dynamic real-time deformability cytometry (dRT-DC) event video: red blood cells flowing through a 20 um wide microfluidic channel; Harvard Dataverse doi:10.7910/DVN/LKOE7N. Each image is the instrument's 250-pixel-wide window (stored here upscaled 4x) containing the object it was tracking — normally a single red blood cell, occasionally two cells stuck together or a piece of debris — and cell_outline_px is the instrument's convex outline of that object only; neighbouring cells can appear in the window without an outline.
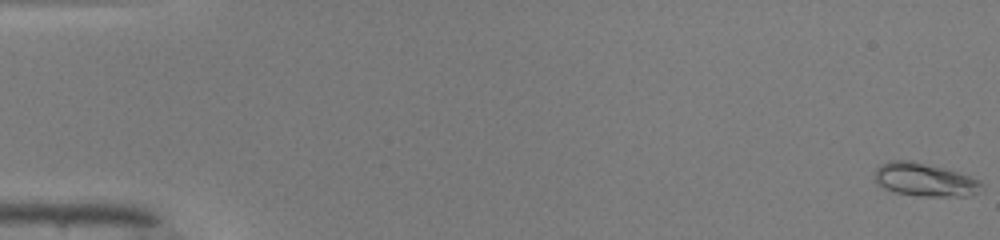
{"species": "common noctule bat (a hibernating species)", "species_latin": "Nyctalus noctula", "temperature_condition": "warm", "stored_images_in_passage": 50, "camera_frame_rate_fps": 3000, "um_per_image_px": 0.085, "animal": {"sex": "male", "body_mass_g": 19.0, "forearm_length_mm": 50.8}, "frame": {"image": 1, "passage_image": 1, "time_ms": 0.0, "image_size_px": [1000, 240], "cell_outline_px": [[984, 192], [968, 196], [920, 196], [896, 192], [884, 188], [876, 184], [876, 168], [880, 164], [888, 160], [908, 160], [956, 172], [980, 180], [984, 184]], "centroid_in_image_um": [78.64, 15.3], "position_along_channel_um": 6.4, "area_um2": 20.63}}
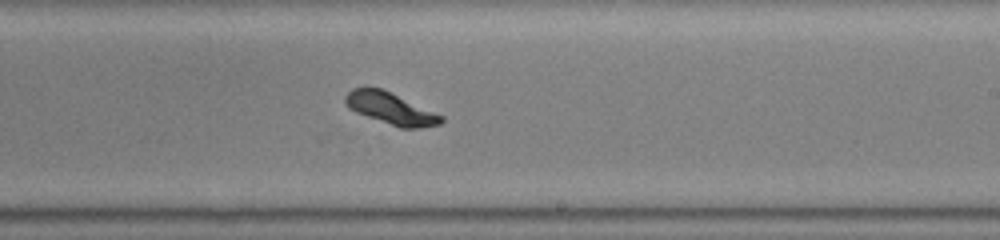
{"frame": {"image": 2, "passage_image": 31, "time_ms": 10.0, "image_size_px": [1000, 240], "cell_outline_px": [[444, 120], [440, 124], [420, 128], [400, 128], [356, 112], [348, 108], [344, 104], [344, 96], [352, 88], [380, 88], [444, 116]], "centroid_in_image_um": [33.2, 9.23], "position_along_channel_um": 255.8, "area_um2": 17.51}}
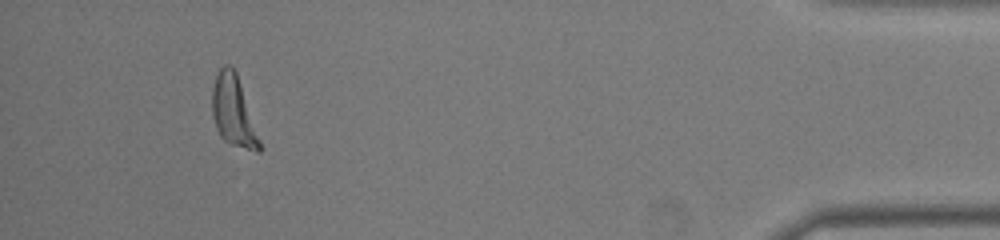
{"frame": {"image": 3, "passage_image": 47, "time_ms": 15.333, "image_size_px": [1000, 240], "cell_outline_px": [[260, 152], [256, 152], [232, 144], [224, 140], [220, 136], [216, 128], [212, 116], [212, 88], [216, 76], [220, 68], [224, 64], [228, 64], [236, 72], [260, 144]], "centroid_in_image_um": [19.78, 9.45], "position_along_channel_um": 415.4, "area_um2": 18.73}, "authors_computed_cell_mechanics": {"area_um2": 18.1492, "velocity_mm_per_s": 4.1283, "shape_relaxation_time_tau1_ms": 4.2175, "shape_relaxation_time_tau2_ms": null, "deformation_change_tau1": 0.2357, "deformation_change_tau2": null}}